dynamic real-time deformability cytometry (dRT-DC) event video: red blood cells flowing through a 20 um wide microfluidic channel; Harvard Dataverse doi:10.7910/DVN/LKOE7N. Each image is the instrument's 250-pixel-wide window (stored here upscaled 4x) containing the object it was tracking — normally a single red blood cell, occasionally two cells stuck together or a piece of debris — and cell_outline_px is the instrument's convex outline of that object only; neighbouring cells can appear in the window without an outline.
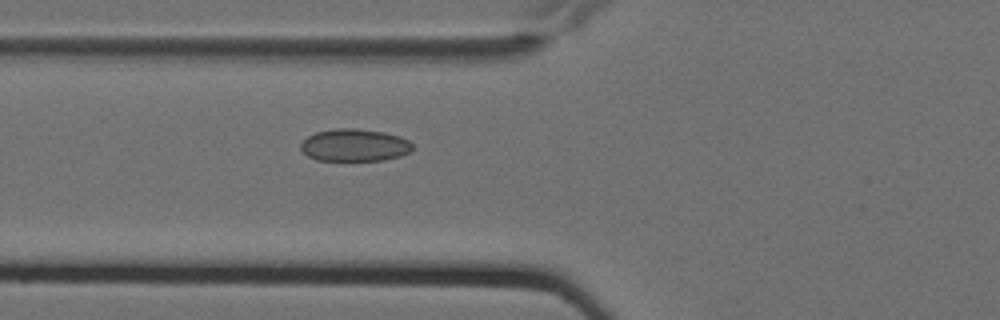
{"species": "Egyptian fruit bat (a non-hibernating species)", "species_latin": "Rousettus aegyptiacus", "temperature_condition": "cold", "stored_images_in_passage": 4, "camera_frame_rate_fps": 3000, "um_per_image_px": 0.085, "animal": {"sex": "female"}, "frame": {"image": 1, "passage_image": 4, "time_ms": 1.0, "image_size_px": [1000, 320], "cell_outline_px": [[412, 152], [400, 156], [384, 160], [316, 160], [308, 156], [300, 148], [300, 144], [308, 136], [316, 132], [336, 128], [356, 128], [384, 132], [400, 136], [408, 140], [412, 144]], "centroid_in_image_um": [30.15, 12.33], "position_along_channel_um": 95.6, "area_um2": 21.15}}